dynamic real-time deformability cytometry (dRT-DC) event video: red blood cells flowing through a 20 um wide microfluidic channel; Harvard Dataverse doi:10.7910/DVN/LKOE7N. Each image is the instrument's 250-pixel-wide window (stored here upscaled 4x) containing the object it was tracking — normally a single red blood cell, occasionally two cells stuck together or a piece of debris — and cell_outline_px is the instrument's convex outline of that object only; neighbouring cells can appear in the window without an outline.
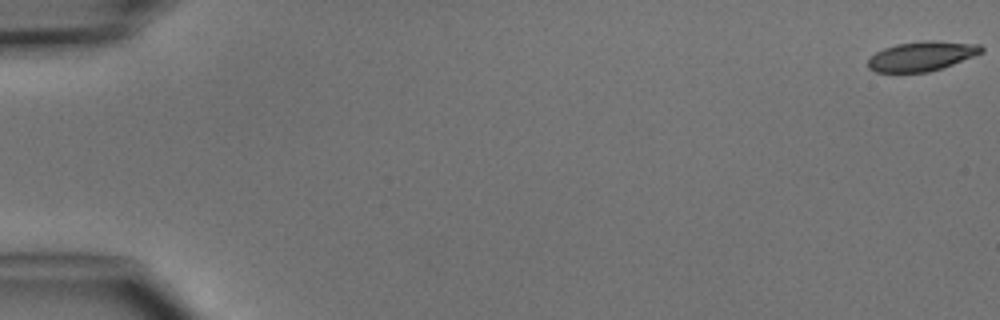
{"species": "common noctule bat (a hibernating species)", "species_latin": "Nyctalus noctula", "temperature_condition": "cold", "stored_images_in_passage": 6, "camera_frame_rate_fps": 3000, "um_per_image_px": 0.085, "animal": {"sex": "male", "body_mass_g": 15.6}, "frame": {"image": 1, "passage_image": 1, "time_ms": 0.0, "image_size_px": [1000, 320], "cell_outline_px": [[984, 52], [952, 64], [928, 72], [876, 72], [868, 68], [868, 60], [876, 52], [884, 48], [896, 44], [924, 40], [936, 40], [980, 44], [984, 48]], "centroid_in_image_um": [78.36, 4.76], "position_along_channel_um": 6.6, "area_um2": 19.54}}
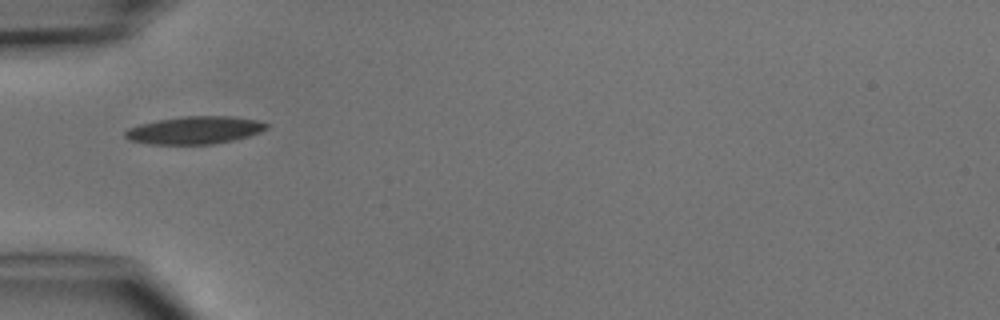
{"frame": {"image": 2, "passage_image": 5, "time_ms": 5.333, "image_size_px": [1000, 320], "cell_outline_px": [[268, 128], [260, 132], [248, 136], [232, 140], [212, 144], [148, 144], [128, 140], [124, 136], [124, 132], [128, 128], [140, 124], [160, 120], [184, 116], [228, 116], [256, 120], [268, 124]], "centroid_in_image_um": [16.52, 11.07], "position_along_channel_um": 68.5, "area_um2": 22.6}}